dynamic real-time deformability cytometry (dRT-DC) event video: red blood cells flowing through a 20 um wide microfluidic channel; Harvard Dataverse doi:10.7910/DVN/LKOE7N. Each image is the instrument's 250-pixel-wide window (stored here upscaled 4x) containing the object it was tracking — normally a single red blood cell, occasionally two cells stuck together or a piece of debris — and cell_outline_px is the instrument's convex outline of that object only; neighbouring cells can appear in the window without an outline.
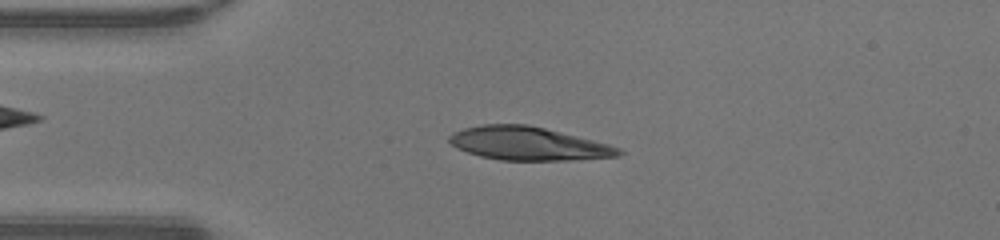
{"species": "human", "species_latin": "Homo sapiens", "temperature_condition": "warm", "stored_images_in_passage": 46, "camera_frame_rate_fps": 3000, "um_per_image_px": 0.085, "donor": {"sex": "male"}, "frame": {"image": 1, "passage_image": 10, "time_ms": 3.0, "image_size_px": [1000, 240], "cell_outline_px": [[624, 152], [620, 156], [572, 160], [500, 160], [480, 156], [456, 148], [448, 140], [448, 136], [452, 132], [464, 128], [480, 124], [528, 124], [608, 144], [620, 148]], "centroid_in_image_um": [44.87, 12.2], "position_along_channel_um": 40.1, "area_um2": 32.83}}
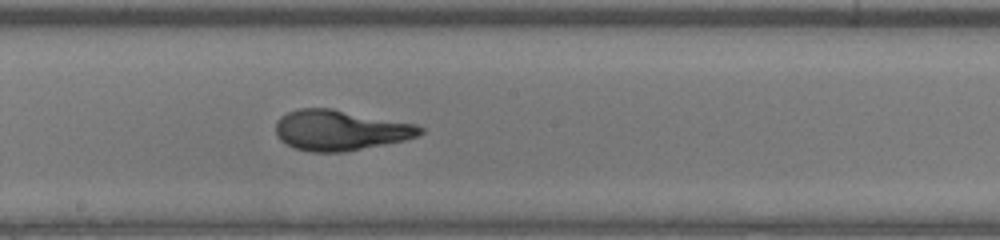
{"frame": {"image": 2, "passage_image": 24, "time_ms": 7.667, "image_size_px": [1000, 240], "cell_outline_px": [[424, 132], [420, 136], [404, 140], [344, 152], [308, 152], [296, 148], [280, 140], [276, 136], [276, 120], [280, 116], [296, 108], [332, 108], [416, 124], [424, 128]], "centroid_in_image_um": [28.91, 11.06], "position_along_channel_um": 219.3, "area_um2": 34.16}}
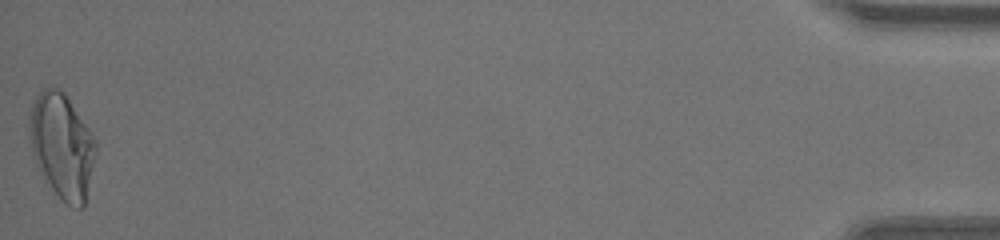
{"frame": {"image": 3, "passage_image": 46, "time_ms": 15.0, "image_size_px": [1000, 240], "cell_outline_px": [[96, 152], [84, 208], [76, 208], [68, 204], [52, 188], [36, 164], [32, 152], [28, 136], [28, 124], [32, 104], [36, 96], [44, 88], [56, 88], [64, 92], [96, 140]], "centroid_in_image_um": [5.26, 12.38], "position_along_channel_um": 429.9, "area_um2": 40.11}, "authors_computed_cell_mechanics": {"area_um2": 33.2639, "velocity_mm_per_s": 4.3555, "shape_relaxation_time_tau1_ms": 6.7356, "shape_relaxation_time_tau2_ms": 0.7197, "deformation_change_tau1": 0.3404, "deformation_change_tau2": 0.0628}}